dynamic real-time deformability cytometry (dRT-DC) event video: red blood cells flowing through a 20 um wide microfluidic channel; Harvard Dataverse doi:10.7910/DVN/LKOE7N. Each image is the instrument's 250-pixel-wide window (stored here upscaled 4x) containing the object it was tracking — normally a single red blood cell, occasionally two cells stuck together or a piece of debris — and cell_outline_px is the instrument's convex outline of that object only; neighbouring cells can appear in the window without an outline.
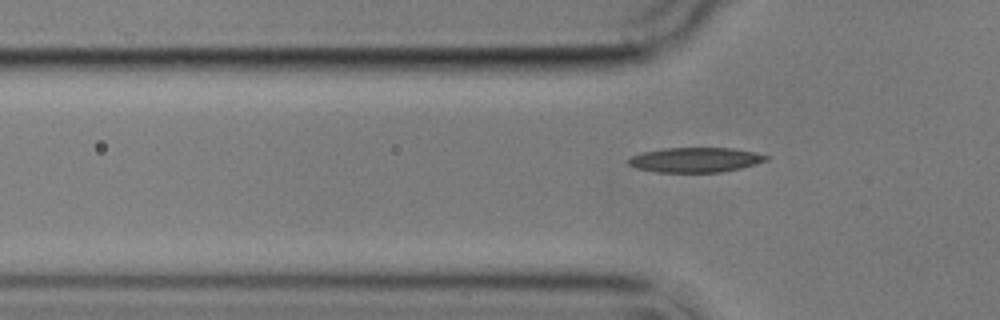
{"species": "common noctule bat (a hibernating species)", "species_latin": "Nyctalus noctula", "temperature_condition": "cold", "stored_images_in_passage": 7, "segment_of_instrument_passage": [2, 2], "camera_frame_rate_fps": 3000, "um_per_image_px": 0.085, "animal": {"sex": "male", "body_mass_g": 17.9}, "frame": {"image": 1, "passage_image": 7, "time_ms": 7.667, "image_size_px": [1000, 320], "cell_outline_px": [[768, 160], [740, 168], [720, 172], [656, 172], [636, 168], [628, 164], [628, 160], [632, 156], [644, 152], [664, 148], [732, 148], [752, 152], [768, 156]], "centroid_in_image_um": [59.08, 13.59], "position_along_channel_um": 66.7, "area_um2": 19.65}}